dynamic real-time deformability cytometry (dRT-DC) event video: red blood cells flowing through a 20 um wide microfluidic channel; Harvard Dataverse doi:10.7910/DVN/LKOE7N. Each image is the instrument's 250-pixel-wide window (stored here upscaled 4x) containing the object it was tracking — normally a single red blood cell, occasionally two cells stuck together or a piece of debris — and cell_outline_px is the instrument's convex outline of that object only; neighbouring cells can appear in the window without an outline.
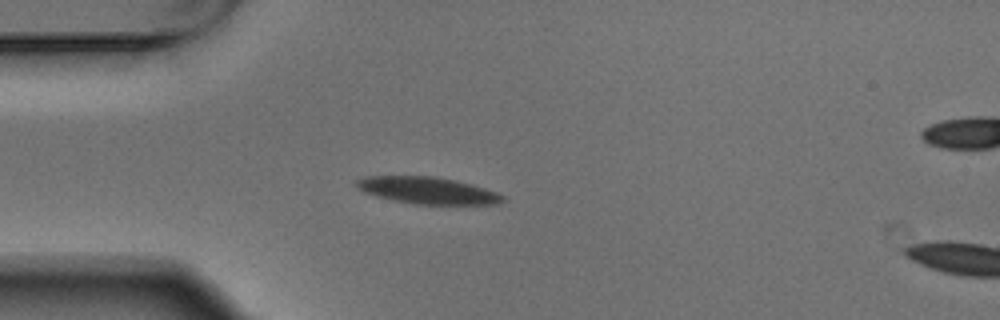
{"species": "Egyptian fruit bat (a non-hibernating species)", "species_latin": "Rousettus aegyptiacus", "temperature_condition": "warm", "stored_images_in_passage": 4, "camera_frame_rate_fps": 3000, "um_per_image_px": 0.085, "animal": {"sex": "male"}, "frame": {"image": 1, "passage_image": 3, "time_ms": 0.667, "image_size_px": [1000, 320], "cell_outline_px": [[504, 200], [500, 204], [412, 204], [392, 200], [376, 196], [364, 192], [356, 188], [356, 180], [364, 176], [432, 176], [456, 180], [472, 184], [496, 192], [504, 196]], "centroid_in_image_um": [36.31, 16.18], "position_along_channel_um": 48.7, "area_um2": 22.95}}